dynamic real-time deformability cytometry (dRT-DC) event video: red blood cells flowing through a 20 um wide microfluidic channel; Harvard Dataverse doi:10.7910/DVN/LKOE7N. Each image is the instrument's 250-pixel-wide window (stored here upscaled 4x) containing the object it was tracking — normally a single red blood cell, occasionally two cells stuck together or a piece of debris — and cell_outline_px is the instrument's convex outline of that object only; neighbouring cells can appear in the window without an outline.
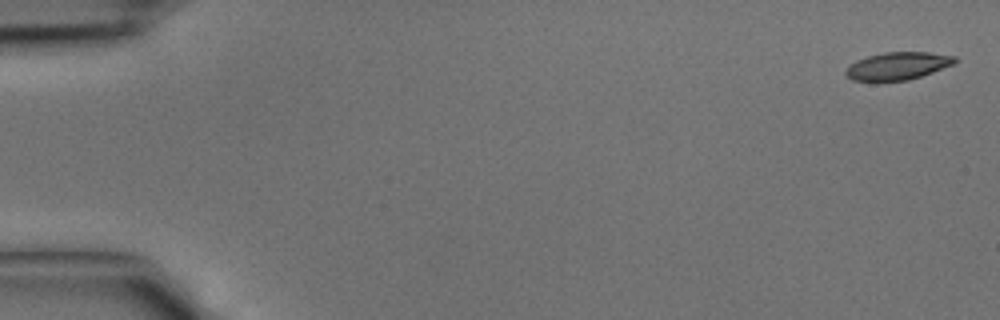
{"species": "common noctule bat (a hibernating species)", "species_latin": "Nyctalus noctula", "temperature_condition": "cold", "stored_images_in_passage": 42, "camera_frame_rate_fps": 3000, "um_per_image_px": 0.085, "animal": {"sex": "male", "body_mass_g": 15.6}, "frame": {"image": 1, "passage_image": 1, "time_ms": 0.0, "image_size_px": [1000, 320], "cell_outline_px": [[960, 60], [956, 64], [908, 80], [852, 80], [844, 72], [856, 60], [868, 56], [884, 52], [928, 52], [956, 56]], "centroid_in_image_um": [76.39, 5.58], "position_along_channel_um": 8.6, "area_um2": 17.4}}
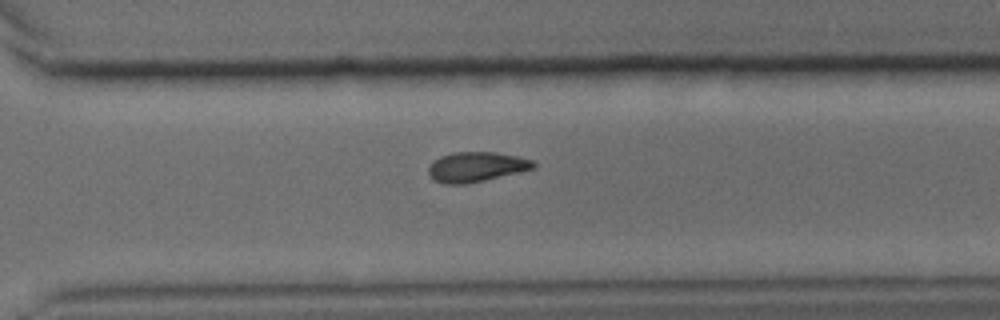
{"frame": {"image": 2, "passage_image": 30, "time_ms": 9.667, "image_size_px": [1000, 320], "cell_outline_px": [[536, 168], [484, 180], [464, 184], [444, 184], [432, 180], [428, 172], [428, 168], [432, 160], [440, 156], [452, 152], [496, 152], [516, 156], [532, 160], [536, 164]], "centroid_in_image_um": [40.44, 14.18], "position_along_channel_um": 330.2, "area_um2": 18.38}}
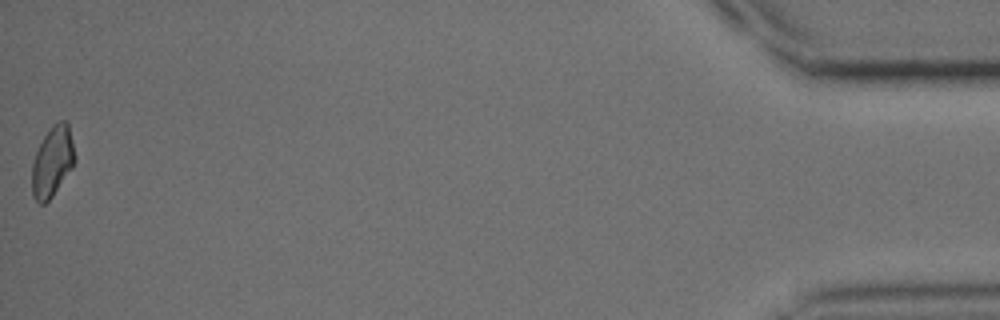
{"frame": {"image": 3, "passage_image": 42, "time_ms": 13.667, "image_size_px": [1000, 320], "cell_outline_px": [[76, 160], [72, 168], [52, 196], [44, 204], [40, 204], [32, 196], [32, 164], [36, 152], [44, 136], [52, 124], [60, 120], [68, 120]], "centroid_in_image_um": [4.46, 13.71], "position_along_channel_um": 430.7, "area_um2": 17.57}}